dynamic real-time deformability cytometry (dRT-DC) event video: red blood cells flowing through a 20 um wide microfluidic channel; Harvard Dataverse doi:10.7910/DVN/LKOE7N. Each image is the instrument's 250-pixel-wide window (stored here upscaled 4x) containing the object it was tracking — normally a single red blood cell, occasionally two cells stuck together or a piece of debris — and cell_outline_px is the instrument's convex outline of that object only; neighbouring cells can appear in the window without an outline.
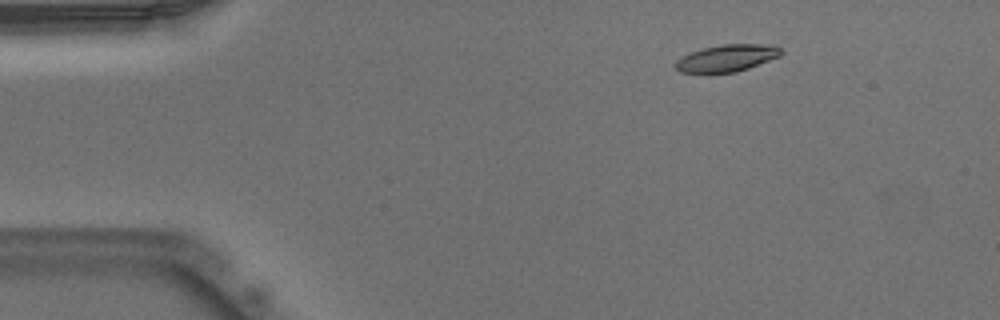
{"species": "Egyptian fruit bat (a non-hibernating species)", "species_latin": "Rousettus aegyptiacus", "temperature_condition": "warm", "stored_images_in_passage": 51, "camera_frame_rate_fps": 3000, "um_per_image_px": 0.085, "animal": {"sex": "male"}, "frame": {"image": 1, "passage_image": 7, "time_ms": 2.0, "image_size_px": [1000, 320], "cell_outline_px": [[784, 52], [780, 56], [748, 68], [736, 72], [680, 72], [676, 68], [676, 60], [692, 52], [704, 48], [720, 44], [776, 44]], "centroid_in_image_um": [61.86, 4.91], "position_along_channel_um": 23.1, "area_um2": 16.42}}
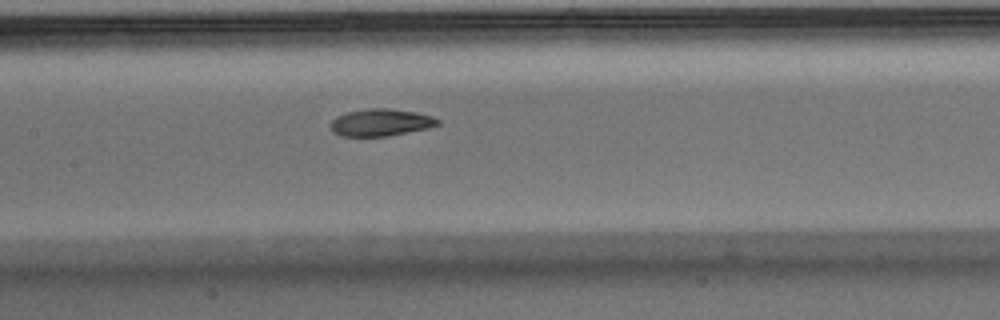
{"frame": {"image": 2, "passage_image": 24, "time_ms": 7.667, "image_size_px": [1000, 320], "cell_outline_px": [[440, 124], [428, 128], [388, 136], [340, 136], [332, 132], [332, 120], [336, 116], [348, 112], [368, 108], [388, 108], [416, 112], [432, 116], [440, 120]], "centroid_in_image_um": [32.38, 10.41], "position_along_channel_um": 175.0, "area_um2": 16.94}}
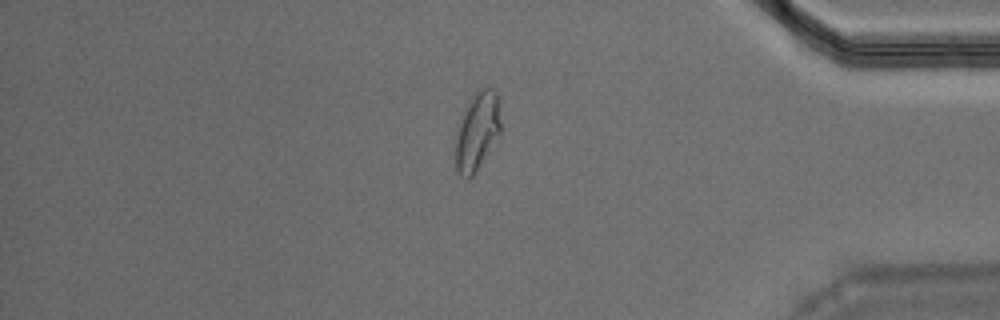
{"frame": {"image": 3, "passage_image": 43, "time_ms": 14.0, "image_size_px": [1000, 320], "cell_outline_px": [[500, 132], [472, 176], [468, 180], [464, 180], [460, 176], [456, 168], [456, 132], [464, 108], [472, 96], [480, 88], [492, 88], [496, 92], [500, 124]], "centroid_in_image_um": [40.52, 11.16], "position_along_channel_um": 394.7, "area_um2": 20.11}, "authors_computed_cell_mechanics": {"area_um2": 17.3978, "velocity_mm_per_s": 3.928, "shape_relaxation_time_tau1_ms": 4.8676, "shape_relaxation_time_tau2_ms": 2.2234, "deformation_change_tau1": 0.1704, "deformation_change_tau2": 0.054}}